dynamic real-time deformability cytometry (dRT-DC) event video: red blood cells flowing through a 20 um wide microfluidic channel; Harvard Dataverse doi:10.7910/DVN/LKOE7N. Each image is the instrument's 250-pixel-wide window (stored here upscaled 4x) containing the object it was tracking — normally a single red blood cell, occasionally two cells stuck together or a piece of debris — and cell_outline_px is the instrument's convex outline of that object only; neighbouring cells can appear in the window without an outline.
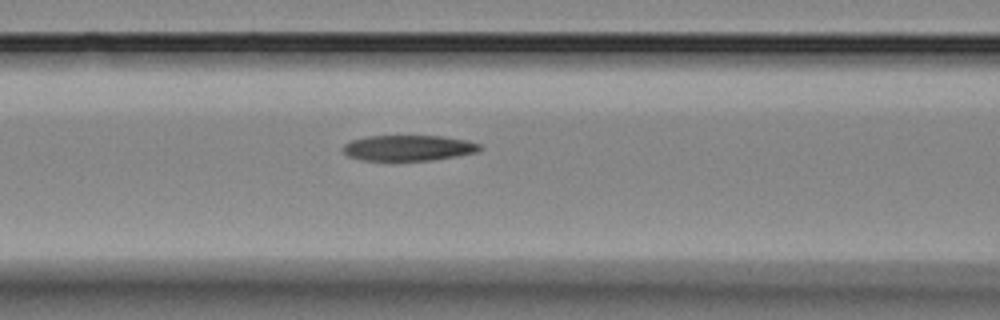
{"species": "Egyptian fruit bat (a non-hibernating species)", "species_latin": "Rousettus aegyptiacus", "temperature_condition": "room temperature", "stored_images_in_passage": 5, "segment_of_instrument_passage": [1, 2], "camera_frame_rate_fps": 3000, "um_per_image_px": 0.085, "animal": {"sex": "female"}, "frame": {"image": 1, "passage_image": 4, "time_ms": 4.0, "image_size_px": [1000, 320], "cell_outline_px": [[484, 148], [480, 152], [432, 160], [360, 160], [348, 156], [340, 148], [344, 144], [352, 140], [368, 136], [444, 136], [468, 140], [480, 144]], "centroid_in_image_um": [34.75, 12.57], "position_along_channel_um": 131.8, "area_um2": 20.63}}